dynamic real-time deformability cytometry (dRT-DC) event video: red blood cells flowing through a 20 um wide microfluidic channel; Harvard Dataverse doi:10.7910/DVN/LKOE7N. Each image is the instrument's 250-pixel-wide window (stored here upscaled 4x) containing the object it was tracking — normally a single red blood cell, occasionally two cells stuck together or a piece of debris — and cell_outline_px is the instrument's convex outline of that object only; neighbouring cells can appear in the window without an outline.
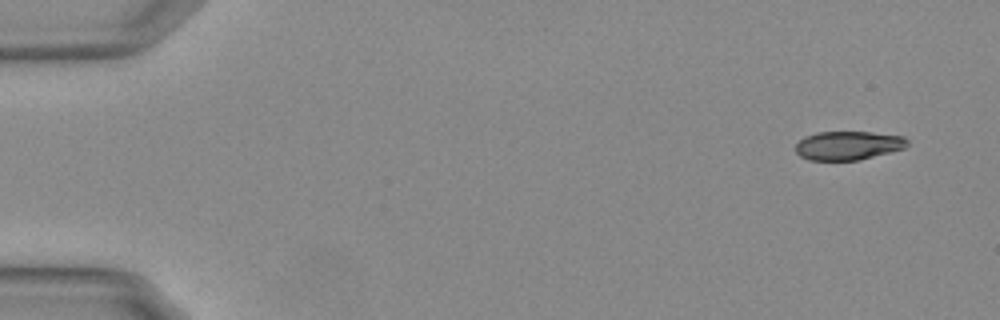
{"species": "Egyptian fruit bat (a non-hibernating species)", "species_latin": "Rousettus aegyptiacus", "temperature_condition": "warm", "stored_images_in_passage": 52, "camera_frame_rate_fps": 3000, "um_per_image_px": 0.085, "animal": {"sex": "female"}, "frame": {"image": 1, "passage_image": 1, "time_ms": 0.0, "image_size_px": [1000, 320], "cell_outline_px": [[908, 144], [904, 148], [860, 160], [808, 160], [800, 156], [796, 152], [796, 144], [804, 136], [816, 132], [872, 132], [904, 136], [908, 140]], "centroid_in_image_um": [72.08, 12.36], "position_along_channel_um": 12.9, "area_um2": 18.79}}
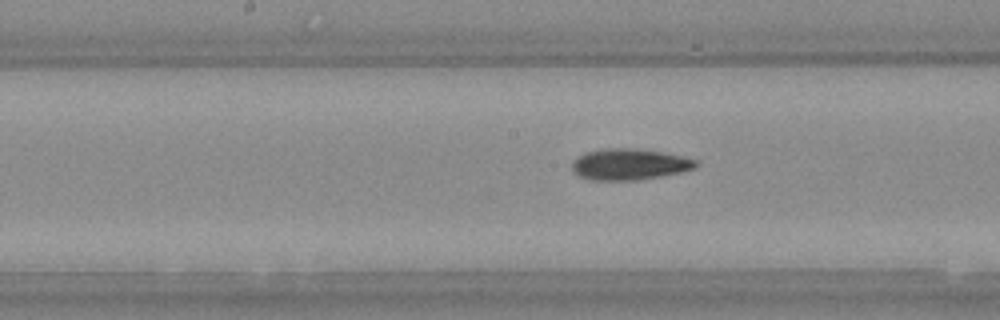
{"frame": {"image": 2, "passage_image": 26, "time_ms": 8.333, "image_size_px": [1000, 320], "cell_outline_px": [[700, 164], [696, 168], [680, 172], [640, 180], [588, 180], [576, 176], [572, 168], [572, 160], [576, 156], [584, 152], [604, 148], [636, 148], [660, 152], [680, 156], [696, 160]], "centroid_in_image_um": [53.43, 13.97], "position_along_channel_um": 194.8, "area_um2": 22.77}}
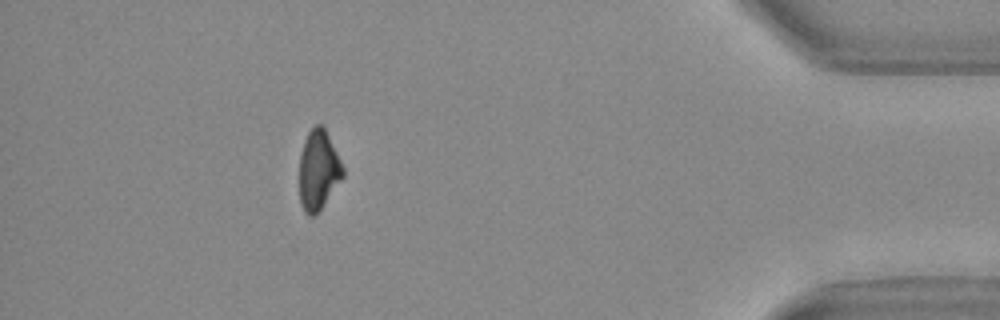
{"frame": {"image": 3, "passage_image": 47, "time_ms": 15.333, "image_size_px": [1000, 320], "cell_outline_px": [[344, 176], [320, 208], [312, 216], [308, 216], [304, 212], [300, 204], [300, 152], [304, 140], [308, 132], [316, 124], [320, 124], [324, 128], [344, 168]], "centroid_in_image_um": [27.04, 14.45], "position_along_channel_um": 408.2, "area_um2": 19.83}, "authors_computed_cell_mechanics": {"area_um2": 21.4438, "velocity_mm_per_s": 3.7668, "shape_relaxation_time_tau1_ms": 4.2479, "shape_relaxation_time_tau2_ms": 6.3, "deformation_change_tau1": 0.1695, "deformation_change_tau2": 0.1575}}